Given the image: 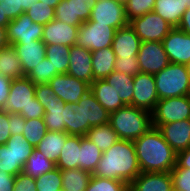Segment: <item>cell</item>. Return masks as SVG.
Instances as JSON below:
<instances>
[{
  "label": "cell",
  "instance_id": "4",
  "mask_svg": "<svg viewBox=\"0 0 190 191\" xmlns=\"http://www.w3.org/2000/svg\"><path fill=\"white\" fill-rule=\"evenodd\" d=\"M109 124L116 131L119 139L135 141L151 128V112L125 105L110 113Z\"/></svg>",
  "mask_w": 190,
  "mask_h": 191
},
{
  "label": "cell",
  "instance_id": "9",
  "mask_svg": "<svg viewBox=\"0 0 190 191\" xmlns=\"http://www.w3.org/2000/svg\"><path fill=\"white\" fill-rule=\"evenodd\" d=\"M35 87L36 85L27 76L13 79L8 98L1 110L23 116L32 103V99L35 98Z\"/></svg>",
  "mask_w": 190,
  "mask_h": 191
},
{
  "label": "cell",
  "instance_id": "15",
  "mask_svg": "<svg viewBox=\"0 0 190 191\" xmlns=\"http://www.w3.org/2000/svg\"><path fill=\"white\" fill-rule=\"evenodd\" d=\"M170 63L190 62V35L174 27L162 41Z\"/></svg>",
  "mask_w": 190,
  "mask_h": 191
},
{
  "label": "cell",
  "instance_id": "63",
  "mask_svg": "<svg viewBox=\"0 0 190 191\" xmlns=\"http://www.w3.org/2000/svg\"><path fill=\"white\" fill-rule=\"evenodd\" d=\"M125 191H132V190H131L130 187L128 186Z\"/></svg>",
  "mask_w": 190,
  "mask_h": 191
},
{
  "label": "cell",
  "instance_id": "40",
  "mask_svg": "<svg viewBox=\"0 0 190 191\" xmlns=\"http://www.w3.org/2000/svg\"><path fill=\"white\" fill-rule=\"evenodd\" d=\"M128 186L126 182L92 175L85 191H125Z\"/></svg>",
  "mask_w": 190,
  "mask_h": 191
},
{
  "label": "cell",
  "instance_id": "56",
  "mask_svg": "<svg viewBox=\"0 0 190 191\" xmlns=\"http://www.w3.org/2000/svg\"><path fill=\"white\" fill-rule=\"evenodd\" d=\"M177 28L190 35V8L184 12Z\"/></svg>",
  "mask_w": 190,
  "mask_h": 191
},
{
  "label": "cell",
  "instance_id": "27",
  "mask_svg": "<svg viewBox=\"0 0 190 191\" xmlns=\"http://www.w3.org/2000/svg\"><path fill=\"white\" fill-rule=\"evenodd\" d=\"M68 136L66 132L47 131L35 148L42 152L47 159L56 162Z\"/></svg>",
  "mask_w": 190,
  "mask_h": 191
},
{
  "label": "cell",
  "instance_id": "17",
  "mask_svg": "<svg viewBox=\"0 0 190 191\" xmlns=\"http://www.w3.org/2000/svg\"><path fill=\"white\" fill-rule=\"evenodd\" d=\"M152 126L160 130L163 138L176 153L190 148V119Z\"/></svg>",
  "mask_w": 190,
  "mask_h": 191
},
{
  "label": "cell",
  "instance_id": "26",
  "mask_svg": "<svg viewBox=\"0 0 190 191\" xmlns=\"http://www.w3.org/2000/svg\"><path fill=\"white\" fill-rule=\"evenodd\" d=\"M116 55L112 47L92 51L93 79H105L114 71Z\"/></svg>",
  "mask_w": 190,
  "mask_h": 191
},
{
  "label": "cell",
  "instance_id": "5",
  "mask_svg": "<svg viewBox=\"0 0 190 191\" xmlns=\"http://www.w3.org/2000/svg\"><path fill=\"white\" fill-rule=\"evenodd\" d=\"M159 100L190 95V73L186 65L169 63L154 74Z\"/></svg>",
  "mask_w": 190,
  "mask_h": 191
},
{
  "label": "cell",
  "instance_id": "42",
  "mask_svg": "<svg viewBox=\"0 0 190 191\" xmlns=\"http://www.w3.org/2000/svg\"><path fill=\"white\" fill-rule=\"evenodd\" d=\"M96 0H72L73 26H81L91 16V9Z\"/></svg>",
  "mask_w": 190,
  "mask_h": 191
},
{
  "label": "cell",
  "instance_id": "19",
  "mask_svg": "<svg viewBox=\"0 0 190 191\" xmlns=\"http://www.w3.org/2000/svg\"><path fill=\"white\" fill-rule=\"evenodd\" d=\"M12 46L16 50L20 60L24 76H27L30 71L46 57V45L42 40L18 42L14 43Z\"/></svg>",
  "mask_w": 190,
  "mask_h": 191
},
{
  "label": "cell",
  "instance_id": "58",
  "mask_svg": "<svg viewBox=\"0 0 190 191\" xmlns=\"http://www.w3.org/2000/svg\"><path fill=\"white\" fill-rule=\"evenodd\" d=\"M36 1L39 0H20V6L22 7L23 11L26 12Z\"/></svg>",
  "mask_w": 190,
  "mask_h": 191
},
{
  "label": "cell",
  "instance_id": "57",
  "mask_svg": "<svg viewBox=\"0 0 190 191\" xmlns=\"http://www.w3.org/2000/svg\"><path fill=\"white\" fill-rule=\"evenodd\" d=\"M6 27L0 26V49L7 47Z\"/></svg>",
  "mask_w": 190,
  "mask_h": 191
},
{
  "label": "cell",
  "instance_id": "20",
  "mask_svg": "<svg viewBox=\"0 0 190 191\" xmlns=\"http://www.w3.org/2000/svg\"><path fill=\"white\" fill-rule=\"evenodd\" d=\"M132 191H173L170 172H141L130 184Z\"/></svg>",
  "mask_w": 190,
  "mask_h": 191
},
{
  "label": "cell",
  "instance_id": "53",
  "mask_svg": "<svg viewBox=\"0 0 190 191\" xmlns=\"http://www.w3.org/2000/svg\"><path fill=\"white\" fill-rule=\"evenodd\" d=\"M12 79L0 74V110L3 108L9 94Z\"/></svg>",
  "mask_w": 190,
  "mask_h": 191
},
{
  "label": "cell",
  "instance_id": "7",
  "mask_svg": "<svg viewBox=\"0 0 190 191\" xmlns=\"http://www.w3.org/2000/svg\"><path fill=\"white\" fill-rule=\"evenodd\" d=\"M115 32L111 26L85 21L78 29L76 45L91 52L112 47Z\"/></svg>",
  "mask_w": 190,
  "mask_h": 191
},
{
  "label": "cell",
  "instance_id": "6",
  "mask_svg": "<svg viewBox=\"0 0 190 191\" xmlns=\"http://www.w3.org/2000/svg\"><path fill=\"white\" fill-rule=\"evenodd\" d=\"M152 125L190 119V95L159 100L151 112Z\"/></svg>",
  "mask_w": 190,
  "mask_h": 191
},
{
  "label": "cell",
  "instance_id": "52",
  "mask_svg": "<svg viewBox=\"0 0 190 191\" xmlns=\"http://www.w3.org/2000/svg\"><path fill=\"white\" fill-rule=\"evenodd\" d=\"M44 114V107L38 102L36 98H33L32 103L26 109V113L23 115V117L25 119L43 118Z\"/></svg>",
  "mask_w": 190,
  "mask_h": 191
},
{
  "label": "cell",
  "instance_id": "24",
  "mask_svg": "<svg viewBox=\"0 0 190 191\" xmlns=\"http://www.w3.org/2000/svg\"><path fill=\"white\" fill-rule=\"evenodd\" d=\"M45 114L43 120L48 131L65 132V122L68 117V103L58 99L44 105Z\"/></svg>",
  "mask_w": 190,
  "mask_h": 191
},
{
  "label": "cell",
  "instance_id": "35",
  "mask_svg": "<svg viewBox=\"0 0 190 191\" xmlns=\"http://www.w3.org/2000/svg\"><path fill=\"white\" fill-rule=\"evenodd\" d=\"M16 156L17 163L24 166L29 156L33 153L34 147L22 134L11 135L6 143Z\"/></svg>",
  "mask_w": 190,
  "mask_h": 191
},
{
  "label": "cell",
  "instance_id": "16",
  "mask_svg": "<svg viewBox=\"0 0 190 191\" xmlns=\"http://www.w3.org/2000/svg\"><path fill=\"white\" fill-rule=\"evenodd\" d=\"M80 26H72L54 19L44 25L42 42L45 45H76L78 29Z\"/></svg>",
  "mask_w": 190,
  "mask_h": 191
},
{
  "label": "cell",
  "instance_id": "32",
  "mask_svg": "<svg viewBox=\"0 0 190 191\" xmlns=\"http://www.w3.org/2000/svg\"><path fill=\"white\" fill-rule=\"evenodd\" d=\"M60 173L63 181L62 191H85L92 176L80 168L60 170Z\"/></svg>",
  "mask_w": 190,
  "mask_h": 191
},
{
  "label": "cell",
  "instance_id": "13",
  "mask_svg": "<svg viewBox=\"0 0 190 191\" xmlns=\"http://www.w3.org/2000/svg\"><path fill=\"white\" fill-rule=\"evenodd\" d=\"M43 28L44 25L34 23L28 15L23 13L6 26L8 44L41 40Z\"/></svg>",
  "mask_w": 190,
  "mask_h": 191
},
{
  "label": "cell",
  "instance_id": "41",
  "mask_svg": "<svg viewBox=\"0 0 190 191\" xmlns=\"http://www.w3.org/2000/svg\"><path fill=\"white\" fill-rule=\"evenodd\" d=\"M0 170L14 176L23 170V166L17 163L15 154L6 144L0 145Z\"/></svg>",
  "mask_w": 190,
  "mask_h": 191
},
{
  "label": "cell",
  "instance_id": "60",
  "mask_svg": "<svg viewBox=\"0 0 190 191\" xmlns=\"http://www.w3.org/2000/svg\"><path fill=\"white\" fill-rule=\"evenodd\" d=\"M120 4H123V5H126V3L129 1V0H114Z\"/></svg>",
  "mask_w": 190,
  "mask_h": 191
},
{
  "label": "cell",
  "instance_id": "43",
  "mask_svg": "<svg viewBox=\"0 0 190 191\" xmlns=\"http://www.w3.org/2000/svg\"><path fill=\"white\" fill-rule=\"evenodd\" d=\"M156 0H129L125 5L128 22L154 10Z\"/></svg>",
  "mask_w": 190,
  "mask_h": 191
},
{
  "label": "cell",
  "instance_id": "2",
  "mask_svg": "<svg viewBox=\"0 0 190 191\" xmlns=\"http://www.w3.org/2000/svg\"><path fill=\"white\" fill-rule=\"evenodd\" d=\"M141 172H170L176 165L177 153L157 127L133 141Z\"/></svg>",
  "mask_w": 190,
  "mask_h": 191
},
{
  "label": "cell",
  "instance_id": "39",
  "mask_svg": "<svg viewBox=\"0 0 190 191\" xmlns=\"http://www.w3.org/2000/svg\"><path fill=\"white\" fill-rule=\"evenodd\" d=\"M35 180L37 191H62V176L57 167Z\"/></svg>",
  "mask_w": 190,
  "mask_h": 191
},
{
  "label": "cell",
  "instance_id": "3",
  "mask_svg": "<svg viewBox=\"0 0 190 191\" xmlns=\"http://www.w3.org/2000/svg\"><path fill=\"white\" fill-rule=\"evenodd\" d=\"M110 113L88 91L77 103L68 104L65 132L68 135L86 136L91 127L109 123Z\"/></svg>",
  "mask_w": 190,
  "mask_h": 191
},
{
  "label": "cell",
  "instance_id": "37",
  "mask_svg": "<svg viewBox=\"0 0 190 191\" xmlns=\"http://www.w3.org/2000/svg\"><path fill=\"white\" fill-rule=\"evenodd\" d=\"M55 75H58L56 69H52L49 59L45 57L30 71L27 77L36 85L49 84Z\"/></svg>",
  "mask_w": 190,
  "mask_h": 191
},
{
  "label": "cell",
  "instance_id": "49",
  "mask_svg": "<svg viewBox=\"0 0 190 191\" xmlns=\"http://www.w3.org/2000/svg\"><path fill=\"white\" fill-rule=\"evenodd\" d=\"M13 191H37L36 180L21 172L15 176V186Z\"/></svg>",
  "mask_w": 190,
  "mask_h": 191
},
{
  "label": "cell",
  "instance_id": "51",
  "mask_svg": "<svg viewBox=\"0 0 190 191\" xmlns=\"http://www.w3.org/2000/svg\"><path fill=\"white\" fill-rule=\"evenodd\" d=\"M11 127L8 123V113L0 110V145L6 144L11 136Z\"/></svg>",
  "mask_w": 190,
  "mask_h": 191
},
{
  "label": "cell",
  "instance_id": "33",
  "mask_svg": "<svg viewBox=\"0 0 190 191\" xmlns=\"http://www.w3.org/2000/svg\"><path fill=\"white\" fill-rule=\"evenodd\" d=\"M98 148L105 152L114 143L119 140L116 131L111 127V125L105 124L96 127H91L86 135Z\"/></svg>",
  "mask_w": 190,
  "mask_h": 191
},
{
  "label": "cell",
  "instance_id": "12",
  "mask_svg": "<svg viewBox=\"0 0 190 191\" xmlns=\"http://www.w3.org/2000/svg\"><path fill=\"white\" fill-rule=\"evenodd\" d=\"M137 59L140 72L148 74H156L170 63L162 42L158 41L141 42Z\"/></svg>",
  "mask_w": 190,
  "mask_h": 191
},
{
  "label": "cell",
  "instance_id": "34",
  "mask_svg": "<svg viewBox=\"0 0 190 191\" xmlns=\"http://www.w3.org/2000/svg\"><path fill=\"white\" fill-rule=\"evenodd\" d=\"M46 58L49 59L52 69L58 74H65L69 68L70 47L65 45H46Z\"/></svg>",
  "mask_w": 190,
  "mask_h": 191
},
{
  "label": "cell",
  "instance_id": "46",
  "mask_svg": "<svg viewBox=\"0 0 190 191\" xmlns=\"http://www.w3.org/2000/svg\"><path fill=\"white\" fill-rule=\"evenodd\" d=\"M114 70L129 76H135L137 73H140L137 55H131L130 58L116 57Z\"/></svg>",
  "mask_w": 190,
  "mask_h": 191
},
{
  "label": "cell",
  "instance_id": "38",
  "mask_svg": "<svg viewBox=\"0 0 190 191\" xmlns=\"http://www.w3.org/2000/svg\"><path fill=\"white\" fill-rule=\"evenodd\" d=\"M25 14L28 15L34 23L46 25L55 19V8L43 2L36 1L32 7H29Z\"/></svg>",
  "mask_w": 190,
  "mask_h": 191
},
{
  "label": "cell",
  "instance_id": "10",
  "mask_svg": "<svg viewBox=\"0 0 190 191\" xmlns=\"http://www.w3.org/2000/svg\"><path fill=\"white\" fill-rule=\"evenodd\" d=\"M88 21L108 25L116 30L126 27L129 23L126 17L125 5L114 0H96Z\"/></svg>",
  "mask_w": 190,
  "mask_h": 191
},
{
  "label": "cell",
  "instance_id": "31",
  "mask_svg": "<svg viewBox=\"0 0 190 191\" xmlns=\"http://www.w3.org/2000/svg\"><path fill=\"white\" fill-rule=\"evenodd\" d=\"M105 80L117 90L120 99L125 105H132L134 91V76L122 72L113 71Z\"/></svg>",
  "mask_w": 190,
  "mask_h": 191
},
{
  "label": "cell",
  "instance_id": "28",
  "mask_svg": "<svg viewBox=\"0 0 190 191\" xmlns=\"http://www.w3.org/2000/svg\"><path fill=\"white\" fill-rule=\"evenodd\" d=\"M102 153L87 136H80V169L93 174Z\"/></svg>",
  "mask_w": 190,
  "mask_h": 191
},
{
  "label": "cell",
  "instance_id": "47",
  "mask_svg": "<svg viewBox=\"0 0 190 191\" xmlns=\"http://www.w3.org/2000/svg\"><path fill=\"white\" fill-rule=\"evenodd\" d=\"M55 19L73 26L72 0H61L55 7Z\"/></svg>",
  "mask_w": 190,
  "mask_h": 191
},
{
  "label": "cell",
  "instance_id": "50",
  "mask_svg": "<svg viewBox=\"0 0 190 191\" xmlns=\"http://www.w3.org/2000/svg\"><path fill=\"white\" fill-rule=\"evenodd\" d=\"M26 119L21 116L19 113H8V123L11 127V135L22 134L23 129L25 128Z\"/></svg>",
  "mask_w": 190,
  "mask_h": 191
},
{
  "label": "cell",
  "instance_id": "21",
  "mask_svg": "<svg viewBox=\"0 0 190 191\" xmlns=\"http://www.w3.org/2000/svg\"><path fill=\"white\" fill-rule=\"evenodd\" d=\"M141 40L134 30L129 26L116 30L112 42V49L116 57L130 58L131 55H137L140 49Z\"/></svg>",
  "mask_w": 190,
  "mask_h": 191
},
{
  "label": "cell",
  "instance_id": "30",
  "mask_svg": "<svg viewBox=\"0 0 190 191\" xmlns=\"http://www.w3.org/2000/svg\"><path fill=\"white\" fill-rule=\"evenodd\" d=\"M54 168H56V162L47 159L42 152L34 148L33 153L24 164L22 172L37 179Z\"/></svg>",
  "mask_w": 190,
  "mask_h": 191
},
{
  "label": "cell",
  "instance_id": "8",
  "mask_svg": "<svg viewBox=\"0 0 190 191\" xmlns=\"http://www.w3.org/2000/svg\"><path fill=\"white\" fill-rule=\"evenodd\" d=\"M129 26L134 30L142 42H162L173 27L154 11L129 21Z\"/></svg>",
  "mask_w": 190,
  "mask_h": 191
},
{
  "label": "cell",
  "instance_id": "61",
  "mask_svg": "<svg viewBox=\"0 0 190 191\" xmlns=\"http://www.w3.org/2000/svg\"><path fill=\"white\" fill-rule=\"evenodd\" d=\"M0 26H2V10L0 8Z\"/></svg>",
  "mask_w": 190,
  "mask_h": 191
},
{
  "label": "cell",
  "instance_id": "54",
  "mask_svg": "<svg viewBox=\"0 0 190 191\" xmlns=\"http://www.w3.org/2000/svg\"><path fill=\"white\" fill-rule=\"evenodd\" d=\"M15 176L0 170V191H13Z\"/></svg>",
  "mask_w": 190,
  "mask_h": 191
},
{
  "label": "cell",
  "instance_id": "44",
  "mask_svg": "<svg viewBox=\"0 0 190 191\" xmlns=\"http://www.w3.org/2000/svg\"><path fill=\"white\" fill-rule=\"evenodd\" d=\"M2 10V26L6 27L12 20L25 13L20 6V0H0Z\"/></svg>",
  "mask_w": 190,
  "mask_h": 191
},
{
  "label": "cell",
  "instance_id": "14",
  "mask_svg": "<svg viewBox=\"0 0 190 191\" xmlns=\"http://www.w3.org/2000/svg\"><path fill=\"white\" fill-rule=\"evenodd\" d=\"M132 106L152 112L159 101L154 74L137 73L133 80Z\"/></svg>",
  "mask_w": 190,
  "mask_h": 191
},
{
  "label": "cell",
  "instance_id": "59",
  "mask_svg": "<svg viewBox=\"0 0 190 191\" xmlns=\"http://www.w3.org/2000/svg\"><path fill=\"white\" fill-rule=\"evenodd\" d=\"M39 1L55 8L60 3L61 0H39Z\"/></svg>",
  "mask_w": 190,
  "mask_h": 191
},
{
  "label": "cell",
  "instance_id": "36",
  "mask_svg": "<svg viewBox=\"0 0 190 191\" xmlns=\"http://www.w3.org/2000/svg\"><path fill=\"white\" fill-rule=\"evenodd\" d=\"M47 131L43 118H32L26 119L22 135L35 148L44 138Z\"/></svg>",
  "mask_w": 190,
  "mask_h": 191
},
{
  "label": "cell",
  "instance_id": "25",
  "mask_svg": "<svg viewBox=\"0 0 190 191\" xmlns=\"http://www.w3.org/2000/svg\"><path fill=\"white\" fill-rule=\"evenodd\" d=\"M60 170L80 168V136L69 135L56 161Z\"/></svg>",
  "mask_w": 190,
  "mask_h": 191
},
{
  "label": "cell",
  "instance_id": "22",
  "mask_svg": "<svg viewBox=\"0 0 190 191\" xmlns=\"http://www.w3.org/2000/svg\"><path fill=\"white\" fill-rule=\"evenodd\" d=\"M90 91L94 94L97 101L109 112H115L125 106L119 97L114 86L110 85L105 79H98L90 84Z\"/></svg>",
  "mask_w": 190,
  "mask_h": 191
},
{
  "label": "cell",
  "instance_id": "48",
  "mask_svg": "<svg viewBox=\"0 0 190 191\" xmlns=\"http://www.w3.org/2000/svg\"><path fill=\"white\" fill-rule=\"evenodd\" d=\"M35 98L43 107L59 99L49 84H36Z\"/></svg>",
  "mask_w": 190,
  "mask_h": 191
},
{
  "label": "cell",
  "instance_id": "11",
  "mask_svg": "<svg viewBox=\"0 0 190 191\" xmlns=\"http://www.w3.org/2000/svg\"><path fill=\"white\" fill-rule=\"evenodd\" d=\"M56 96L68 104L77 103L88 91L90 84L69 74L55 75L49 81Z\"/></svg>",
  "mask_w": 190,
  "mask_h": 191
},
{
  "label": "cell",
  "instance_id": "1",
  "mask_svg": "<svg viewBox=\"0 0 190 191\" xmlns=\"http://www.w3.org/2000/svg\"><path fill=\"white\" fill-rule=\"evenodd\" d=\"M141 173L133 141L119 139L102 153L93 176L126 182Z\"/></svg>",
  "mask_w": 190,
  "mask_h": 191
},
{
  "label": "cell",
  "instance_id": "45",
  "mask_svg": "<svg viewBox=\"0 0 190 191\" xmlns=\"http://www.w3.org/2000/svg\"><path fill=\"white\" fill-rule=\"evenodd\" d=\"M170 173L173 191H190V169L175 165Z\"/></svg>",
  "mask_w": 190,
  "mask_h": 191
},
{
  "label": "cell",
  "instance_id": "29",
  "mask_svg": "<svg viewBox=\"0 0 190 191\" xmlns=\"http://www.w3.org/2000/svg\"><path fill=\"white\" fill-rule=\"evenodd\" d=\"M0 74L12 80L24 76L20 60L12 45L0 49Z\"/></svg>",
  "mask_w": 190,
  "mask_h": 191
},
{
  "label": "cell",
  "instance_id": "23",
  "mask_svg": "<svg viewBox=\"0 0 190 191\" xmlns=\"http://www.w3.org/2000/svg\"><path fill=\"white\" fill-rule=\"evenodd\" d=\"M190 8V0H156L154 12L173 28L178 27L184 12Z\"/></svg>",
  "mask_w": 190,
  "mask_h": 191
},
{
  "label": "cell",
  "instance_id": "55",
  "mask_svg": "<svg viewBox=\"0 0 190 191\" xmlns=\"http://www.w3.org/2000/svg\"><path fill=\"white\" fill-rule=\"evenodd\" d=\"M176 165L180 168L190 169V148L177 153Z\"/></svg>",
  "mask_w": 190,
  "mask_h": 191
},
{
  "label": "cell",
  "instance_id": "18",
  "mask_svg": "<svg viewBox=\"0 0 190 191\" xmlns=\"http://www.w3.org/2000/svg\"><path fill=\"white\" fill-rule=\"evenodd\" d=\"M67 74L91 84L94 81L92 71V52L89 49L82 48L78 45L71 46Z\"/></svg>",
  "mask_w": 190,
  "mask_h": 191
},
{
  "label": "cell",
  "instance_id": "62",
  "mask_svg": "<svg viewBox=\"0 0 190 191\" xmlns=\"http://www.w3.org/2000/svg\"><path fill=\"white\" fill-rule=\"evenodd\" d=\"M186 67H187V70L189 71L190 73V62L188 64H186Z\"/></svg>",
  "mask_w": 190,
  "mask_h": 191
}]
</instances>
